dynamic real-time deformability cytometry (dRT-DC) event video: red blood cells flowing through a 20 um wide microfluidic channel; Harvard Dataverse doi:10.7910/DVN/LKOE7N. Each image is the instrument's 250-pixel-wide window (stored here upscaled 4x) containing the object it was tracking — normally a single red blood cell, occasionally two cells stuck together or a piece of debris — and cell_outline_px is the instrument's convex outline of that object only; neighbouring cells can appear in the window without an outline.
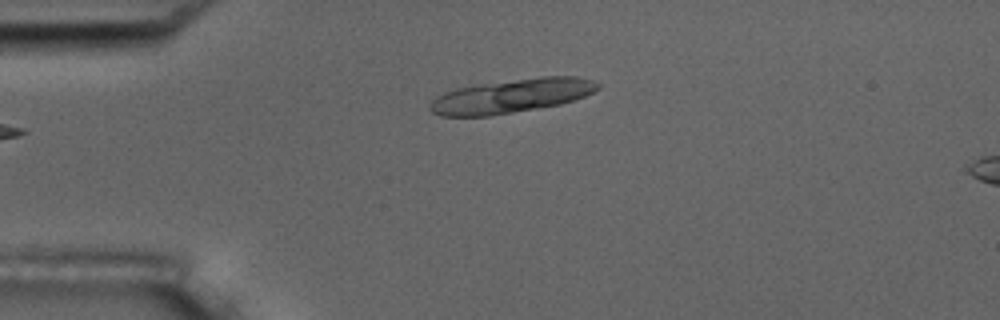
{"species": "common noctule bat (a hibernating species)", "species_latin": "Nyctalus noctula", "temperature_condition": "room temperature", "stored_images_in_passage": 2, "camera_frame_rate_fps": 3000, "um_per_image_px": 0.085, "animal": {"sex": "male", "body_mass_g": 17.5, "forearm_length_mm": 52.3}, "frame": {"image": 1, "passage_image": 2, "time_ms": 1.333, "image_size_px": [1000, 320], "cell_outline_px": [[600, 88], [584, 96], [560, 104], [488, 116], [440, 116], [432, 112], [428, 108], [428, 104], [436, 96], [444, 92], [456, 88], [476, 84], [540, 76], [576, 76], [592, 80], [600, 84]], "centroid_in_image_um": [43.43, 8.14], "position_along_channel_um": 41.6, "area_um2": 33.23}}